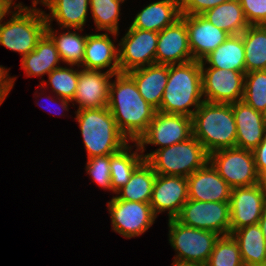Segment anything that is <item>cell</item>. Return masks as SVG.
Returning a JSON list of instances; mask_svg holds the SVG:
<instances>
[{
	"instance_id": "cell-38",
	"label": "cell",
	"mask_w": 266,
	"mask_h": 266,
	"mask_svg": "<svg viewBox=\"0 0 266 266\" xmlns=\"http://www.w3.org/2000/svg\"><path fill=\"white\" fill-rule=\"evenodd\" d=\"M249 25H266V0H239Z\"/></svg>"
},
{
	"instance_id": "cell-14",
	"label": "cell",
	"mask_w": 266,
	"mask_h": 266,
	"mask_svg": "<svg viewBox=\"0 0 266 266\" xmlns=\"http://www.w3.org/2000/svg\"><path fill=\"white\" fill-rule=\"evenodd\" d=\"M159 32L129 28L119 47L120 72L155 64Z\"/></svg>"
},
{
	"instance_id": "cell-37",
	"label": "cell",
	"mask_w": 266,
	"mask_h": 266,
	"mask_svg": "<svg viewBox=\"0 0 266 266\" xmlns=\"http://www.w3.org/2000/svg\"><path fill=\"white\" fill-rule=\"evenodd\" d=\"M86 171L100 187L112 190L110 174V155L87 159Z\"/></svg>"
},
{
	"instance_id": "cell-39",
	"label": "cell",
	"mask_w": 266,
	"mask_h": 266,
	"mask_svg": "<svg viewBox=\"0 0 266 266\" xmlns=\"http://www.w3.org/2000/svg\"><path fill=\"white\" fill-rule=\"evenodd\" d=\"M227 1L230 0H181V14L202 15L207 10Z\"/></svg>"
},
{
	"instance_id": "cell-45",
	"label": "cell",
	"mask_w": 266,
	"mask_h": 266,
	"mask_svg": "<svg viewBox=\"0 0 266 266\" xmlns=\"http://www.w3.org/2000/svg\"><path fill=\"white\" fill-rule=\"evenodd\" d=\"M172 266H204L200 264H195V263H184V262H178V261H173Z\"/></svg>"
},
{
	"instance_id": "cell-21",
	"label": "cell",
	"mask_w": 266,
	"mask_h": 266,
	"mask_svg": "<svg viewBox=\"0 0 266 266\" xmlns=\"http://www.w3.org/2000/svg\"><path fill=\"white\" fill-rule=\"evenodd\" d=\"M86 70H102L108 68L109 73H119V48L104 34L87 35L82 65Z\"/></svg>"
},
{
	"instance_id": "cell-26",
	"label": "cell",
	"mask_w": 266,
	"mask_h": 266,
	"mask_svg": "<svg viewBox=\"0 0 266 266\" xmlns=\"http://www.w3.org/2000/svg\"><path fill=\"white\" fill-rule=\"evenodd\" d=\"M200 63H208L209 67L245 73V49L242 35H229Z\"/></svg>"
},
{
	"instance_id": "cell-46",
	"label": "cell",
	"mask_w": 266,
	"mask_h": 266,
	"mask_svg": "<svg viewBox=\"0 0 266 266\" xmlns=\"http://www.w3.org/2000/svg\"><path fill=\"white\" fill-rule=\"evenodd\" d=\"M39 1L42 3L44 0H33V4L37 5Z\"/></svg>"
},
{
	"instance_id": "cell-13",
	"label": "cell",
	"mask_w": 266,
	"mask_h": 266,
	"mask_svg": "<svg viewBox=\"0 0 266 266\" xmlns=\"http://www.w3.org/2000/svg\"><path fill=\"white\" fill-rule=\"evenodd\" d=\"M265 205L264 182L248 187L232 188L229 200L230 234L241 227L258 224Z\"/></svg>"
},
{
	"instance_id": "cell-34",
	"label": "cell",
	"mask_w": 266,
	"mask_h": 266,
	"mask_svg": "<svg viewBox=\"0 0 266 266\" xmlns=\"http://www.w3.org/2000/svg\"><path fill=\"white\" fill-rule=\"evenodd\" d=\"M205 266H245L233 236H219Z\"/></svg>"
},
{
	"instance_id": "cell-6",
	"label": "cell",
	"mask_w": 266,
	"mask_h": 266,
	"mask_svg": "<svg viewBox=\"0 0 266 266\" xmlns=\"http://www.w3.org/2000/svg\"><path fill=\"white\" fill-rule=\"evenodd\" d=\"M159 175L189 177L209 161V154L193 135L183 142L142 154Z\"/></svg>"
},
{
	"instance_id": "cell-4",
	"label": "cell",
	"mask_w": 266,
	"mask_h": 266,
	"mask_svg": "<svg viewBox=\"0 0 266 266\" xmlns=\"http://www.w3.org/2000/svg\"><path fill=\"white\" fill-rule=\"evenodd\" d=\"M76 120L79 123L88 159L112 155L129 142L118 129L108 107L77 110Z\"/></svg>"
},
{
	"instance_id": "cell-43",
	"label": "cell",
	"mask_w": 266,
	"mask_h": 266,
	"mask_svg": "<svg viewBox=\"0 0 266 266\" xmlns=\"http://www.w3.org/2000/svg\"><path fill=\"white\" fill-rule=\"evenodd\" d=\"M259 226L262 230V233L264 235V239L266 240V205L264 207L263 213L261 218L259 219Z\"/></svg>"
},
{
	"instance_id": "cell-7",
	"label": "cell",
	"mask_w": 266,
	"mask_h": 266,
	"mask_svg": "<svg viewBox=\"0 0 266 266\" xmlns=\"http://www.w3.org/2000/svg\"><path fill=\"white\" fill-rule=\"evenodd\" d=\"M169 243L178 255L173 261L206 265L220 235L213 231L188 227L168 219Z\"/></svg>"
},
{
	"instance_id": "cell-24",
	"label": "cell",
	"mask_w": 266,
	"mask_h": 266,
	"mask_svg": "<svg viewBox=\"0 0 266 266\" xmlns=\"http://www.w3.org/2000/svg\"><path fill=\"white\" fill-rule=\"evenodd\" d=\"M41 4L51 11V14L45 13L47 23L56 19L60 28L83 31L90 7L89 0H44Z\"/></svg>"
},
{
	"instance_id": "cell-41",
	"label": "cell",
	"mask_w": 266,
	"mask_h": 266,
	"mask_svg": "<svg viewBox=\"0 0 266 266\" xmlns=\"http://www.w3.org/2000/svg\"><path fill=\"white\" fill-rule=\"evenodd\" d=\"M8 72L5 67L0 65V105L8 96L16 80L14 77H10Z\"/></svg>"
},
{
	"instance_id": "cell-23",
	"label": "cell",
	"mask_w": 266,
	"mask_h": 266,
	"mask_svg": "<svg viewBox=\"0 0 266 266\" xmlns=\"http://www.w3.org/2000/svg\"><path fill=\"white\" fill-rule=\"evenodd\" d=\"M144 100L158 110L168 81V65L152 64L127 72Z\"/></svg>"
},
{
	"instance_id": "cell-18",
	"label": "cell",
	"mask_w": 266,
	"mask_h": 266,
	"mask_svg": "<svg viewBox=\"0 0 266 266\" xmlns=\"http://www.w3.org/2000/svg\"><path fill=\"white\" fill-rule=\"evenodd\" d=\"M188 199L202 202L229 201L231 187L208 161L187 177Z\"/></svg>"
},
{
	"instance_id": "cell-11",
	"label": "cell",
	"mask_w": 266,
	"mask_h": 266,
	"mask_svg": "<svg viewBox=\"0 0 266 266\" xmlns=\"http://www.w3.org/2000/svg\"><path fill=\"white\" fill-rule=\"evenodd\" d=\"M201 63L204 101L232 104L243 99L245 74L240 71L206 67Z\"/></svg>"
},
{
	"instance_id": "cell-40",
	"label": "cell",
	"mask_w": 266,
	"mask_h": 266,
	"mask_svg": "<svg viewBox=\"0 0 266 266\" xmlns=\"http://www.w3.org/2000/svg\"><path fill=\"white\" fill-rule=\"evenodd\" d=\"M252 152L257 173L264 180L266 178V131L263 140Z\"/></svg>"
},
{
	"instance_id": "cell-1",
	"label": "cell",
	"mask_w": 266,
	"mask_h": 266,
	"mask_svg": "<svg viewBox=\"0 0 266 266\" xmlns=\"http://www.w3.org/2000/svg\"><path fill=\"white\" fill-rule=\"evenodd\" d=\"M110 83L108 108L120 132L136 142L153 120L156 109L138 91L134 79L127 72L114 74Z\"/></svg>"
},
{
	"instance_id": "cell-30",
	"label": "cell",
	"mask_w": 266,
	"mask_h": 266,
	"mask_svg": "<svg viewBox=\"0 0 266 266\" xmlns=\"http://www.w3.org/2000/svg\"><path fill=\"white\" fill-rule=\"evenodd\" d=\"M241 35L245 49V73L266 70V25H249Z\"/></svg>"
},
{
	"instance_id": "cell-44",
	"label": "cell",
	"mask_w": 266,
	"mask_h": 266,
	"mask_svg": "<svg viewBox=\"0 0 266 266\" xmlns=\"http://www.w3.org/2000/svg\"><path fill=\"white\" fill-rule=\"evenodd\" d=\"M59 101H61V106H62V109L63 110H68V102H72V101H70V100H67V99H64V98H60V97H58L57 98ZM50 101L52 102V101H54V100H51L50 99ZM44 109H45V107H44ZM48 109V108H47ZM50 111H51V109H50ZM49 111V112H50ZM62 111V110H61Z\"/></svg>"
},
{
	"instance_id": "cell-35",
	"label": "cell",
	"mask_w": 266,
	"mask_h": 266,
	"mask_svg": "<svg viewBox=\"0 0 266 266\" xmlns=\"http://www.w3.org/2000/svg\"><path fill=\"white\" fill-rule=\"evenodd\" d=\"M242 100L255 111L266 115V70L245 74Z\"/></svg>"
},
{
	"instance_id": "cell-9",
	"label": "cell",
	"mask_w": 266,
	"mask_h": 266,
	"mask_svg": "<svg viewBox=\"0 0 266 266\" xmlns=\"http://www.w3.org/2000/svg\"><path fill=\"white\" fill-rule=\"evenodd\" d=\"M181 224L220 236L230 235L229 201L202 202L188 199L175 218Z\"/></svg>"
},
{
	"instance_id": "cell-2",
	"label": "cell",
	"mask_w": 266,
	"mask_h": 266,
	"mask_svg": "<svg viewBox=\"0 0 266 266\" xmlns=\"http://www.w3.org/2000/svg\"><path fill=\"white\" fill-rule=\"evenodd\" d=\"M202 97L200 61L168 65V81L158 111L192 118L204 101ZM192 106L194 110L189 109Z\"/></svg>"
},
{
	"instance_id": "cell-31",
	"label": "cell",
	"mask_w": 266,
	"mask_h": 266,
	"mask_svg": "<svg viewBox=\"0 0 266 266\" xmlns=\"http://www.w3.org/2000/svg\"><path fill=\"white\" fill-rule=\"evenodd\" d=\"M51 24L46 25V34L55 43L56 49L60 55L61 61L68 65H76L80 67L85 53L86 35H79L75 31L63 32L59 36L54 34Z\"/></svg>"
},
{
	"instance_id": "cell-32",
	"label": "cell",
	"mask_w": 266,
	"mask_h": 266,
	"mask_svg": "<svg viewBox=\"0 0 266 266\" xmlns=\"http://www.w3.org/2000/svg\"><path fill=\"white\" fill-rule=\"evenodd\" d=\"M136 152L129 153L131 146L128 144L118 152L110 155V174L112 191L116 193L126 185L135 168L144 160L143 155L138 154L139 147L135 143Z\"/></svg>"
},
{
	"instance_id": "cell-5",
	"label": "cell",
	"mask_w": 266,
	"mask_h": 266,
	"mask_svg": "<svg viewBox=\"0 0 266 266\" xmlns=\"http://www.w3.org/2000/svg\"><path fill=\"white\" fill-rule=\"evenodd\" d=\"M15 4L9 21L0 24V44L18 52L22 58L33 51L38 41L46 33V16L44 11ZM32 8V9H31Z\"/></svg>"
},
{
	"instance_id": "cell-8",
	"label": "cell",
	"mask_w": 266,
	"mask_h": 266,
	"mask_svg": "<svg viewBox=\"0 0 266 266\" xmlns=\"http://www.w3.org/2000/svg\"><path fill=\"white\" fill-rule=\"evenodd\" d=\"M209 162L231 188L263 182L257 173L251 150L238 147L220 149L209 154Z\"/></svg>"
},
{
	"instance_id": "cell-22",
	"label": "cell",
	"mask_w": 266,
	"mask_h": 266,
	"mask_svg": "<svg viewBox=\"0 0 266 266\" xmlns=\"http://www.w3.org/2000/svg\"><path fill=\"white\" fill-rule=\"evenodd\" d=\"M181 18V0H160L144 7L129 28L161 32Z\"/></svg>"
},
{
	"instance_id": "cell-16",
	"label": "cell",
	"mask_w": 266,
	"mask_h": 266,
	"mask_svg": "<svg viewBox=\"0 0 266 266\" xmlns=\"http://www.w3.org/2000/svg\"><path fill=\"white\" fill-rule=\"evenodd\" d=\"M193 61L185 21L180 18L159 32L155 64L175 65Z\"/></svg>"
},
{
	"instance_id": "cell-27",
	"label": "cell",
	"mask_w": 266,
	"mask_h": 266,
	"mask_svg": "<svg viewBox=\"0 0 266 266\" xmlns=\"http://www.w3.org/2000/svg\"><path fill=\"white\" fill-rule=\"evenodd\" d=\"M61 58L55 43L45 33L38 41L35 49L21 59V66L29 76H43L60 67Z\"/></svg>"
},
{
	"instance_id": "cell-3",
	"label": "cell",
	"mask_w": 266,
	"mask_h": 266,
	"mask_svg": "<svg viewBox=\"0 0 266 266\" xmlns=\"http://www.w3.org/2000/svg\"><path fill=\"white\" fill-rule=\"evenodd\" d=\"M192 135L208 154L236 147V123L231 104L203 101L192 116Z\"/></svg>"
},
{
	"instance_id": "cell-19",
	"label": "cell",
	"mask_w": 266,
	"mask_h": 266,
	"mask_svg": "<svg viewBox=\"0 0 266 266\" xmlns=\"http://www.w3.org/2000/svg\"><path fill=\"white\" fill-rule=\"evenodd\" d=\"M101 70L79 71L77 91L73 101L79 104L80 109H98L107 107L109 101L110 79L113 73Z\"/></svg>"
},
{
	"instance_id": "cell-29",
	"label": "cell",
	"mask_w": 266,
	"mask_h": 266,
	"mask_svg": "<svg viewBox=\"0 0 266 266\" xmlns=\"http://www.w3.org/2000/svg\"><path fill=\"white\" fill-rule=\"evenodd\" d=\"M202 15L229 35L242 34L249 27L239 0L224 2Z\"/></svg>"
},
{
	"instance_id": "cell-33",
	"label": "cell",
	"mask_w": 266,
	"mask_h": 266,
	"mask_svg": "<svg viewBox=\"0 0 266 266\" xmlns=\"http://www.w3.org/2000/svg\"><path fill=\"white\" fill-rule=\"evenodd\" d=\"M92 18L97 30L110 32L117 36L119 26L120 4L125 0H89Z\"/></svg>"
},
{
	"instance_id": "cell-28",
	"label": "cell",
	"mask_w": 266,
	"mask_h": 266,
	"mask_svg": "<svg viewBox=\"0 0 266 266\" xmlns=\"http://www.w3.org/2000/svg\"><path fill=\"white\" fill-rule=\"evenodd\" d=\"M156 173L151 165L143 160L133 171L129 181L119 189L116 197L120 200L150 203Z\"/></svg>"
},
{
	"instance_id": "cell-12",
	"label": "cell",
	"mask_w": 266,
	"mask_h": 266,
	"mask_svg": "<svg viewBox=\"0 0 266 266\" xmlns=\"http://www.w3.org/2000/svg\"><path fill=\"white\" fill-rule=\"evenodd\" d=\"M107 205L112 230L126 238L143 234L156 219L150 203L120 200L115 196Z\"/></svg>"
},
{
	"instance_id": "cell-20",
	"label": "cell",
	"mask_w": 266,
	"mask_h": 266,
	"mask_svg": "<svg viewBox=\"0 0 266 266\" xmlns=\"http://www.w3.org/2000/svg\"><path fill=\"white\" fill-rule=\"evenodd\" d=\"M236 123V147L253 151L263 140L266 115L255 111L243 100L232 103Z\"/></svg>"
},
{
	"instance_id": "cell-36",
	"label": "cell",
	"mask_w": 266,
	"mask_h": 266,
	"mask_svg": "<svg viewBox=\"0 0 266 266\" xmlns=\"http://www.w3.org/2000/svg\"><path fill=\"white\" fill-rule=\"evenodd\" d=\"M48 79L57 96L73 102L79 80L78 70L60 66L48 74Z\"/></svg>"
},
{
	"instance_id": "cell-15",
	"label": "cell",
	"mask_w": 266,
	"mask_h": 266,
	"mask_svg": "<svg viewBox=\"0 0 266 266\" xmlns=\"http://www.w3.org/2000/svg\"><path fill=\"white\" fill-rule=\"evenodd\" d=\"M188 201L187 177L156 174L150 205L154 215L168 211L175 219Z\"/></svg>"
},
{
	"instance_id": "cell-42",
	"label": "cell",
	"mask_w": 266,
	"mask_h": 266,
	"mask_svg": "<svg viewBox=\"0 0 266 266\" xmlns=\"http://www.w3.org/2000/svg\"><path fill=\"white\" fill-rule=\"evenodd\" d=\"M13 0H0V24L4 18L5 15L10 14L9 11L12 7ZM8 13V14H7Z\"/></svg>"
},
{
	"instance_id": "cell-25",
	"label": "cell",
	"mask_w": 266,
	"mask_h": 266,
	"mask_svg": "<svg viewBox=\"0 0 266 266\" xmlns=\"http://www.w3.org/2000/svg\"><path fill=\"white\" fill-rule=\"evenodd\" d=\"M231 235L239 245L245 266H266V240L259 224L241 227Z\"/></svg>"
},
{
	"instance_id": "cell-17",
	"label": "cell",
	"mask_w": 266,
	"mask_h": 266,
	"mask_svg": "<svg viewBox=\"0 0 266 266\" xmlns=\"http://www.w3.org/2000/svg\"><path fill=\"white\" fill-rule=\"evenodd\" d=\"M188 31L189 46L193 60L202 61L229 36L208 21L203 15H183Z\"/></svg>"
},
{
	"instance_id": "cell-10",
	"label": "cell",
	"mask_w": 266,
	"mask_h": 266,
	"mask_svg": "<svg viewBox=\"0 0 266 266\" xmlns=\"http://www.w3.org/2000/svg\"><path fill=\"white\" fill-rule=\"evenodd\" d=\"M191 136L192 118L156 110L153 120L136 143L140 153H143L146 144L160 145L158 149H161L183 142Z\"/></svg>"
}]
</instances>
